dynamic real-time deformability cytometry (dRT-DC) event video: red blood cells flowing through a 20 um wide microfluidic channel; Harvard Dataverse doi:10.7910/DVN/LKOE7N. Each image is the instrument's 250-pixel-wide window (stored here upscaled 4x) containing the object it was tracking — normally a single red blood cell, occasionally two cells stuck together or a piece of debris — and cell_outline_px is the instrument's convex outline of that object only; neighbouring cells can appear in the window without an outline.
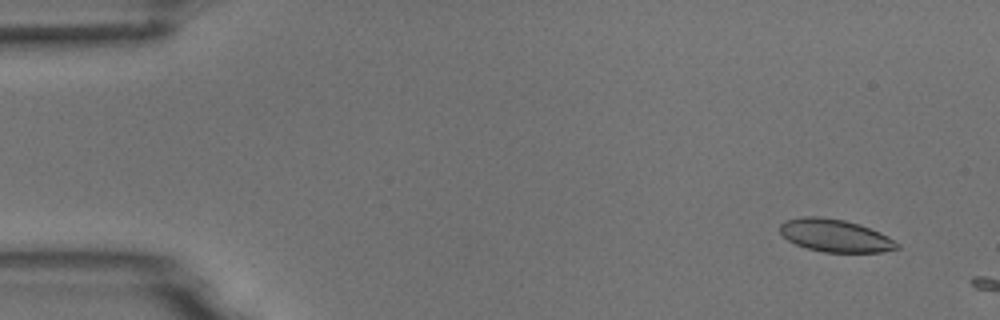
{"species": "common noctule bat (a hibernating species)", "species_latin": "Nyctalus noctula", "temperature_condition": "room temperature", "stored_images_in_passage": 4, "camera_frame_rate_fps": 3000, "um_per_image_px": 0.085, "animal": {"sex": "male", "body_mass_g": 18.8}, "frame": {"image": 1, "passage_image": 3, "time_ms": 0.667, "image_size_px": [1000, 320], "cell_outline_px": [[900, 248], [880, 252], [824, 252], [808, 248], [796, 244], [788, 240], [780, 232], [780, 224], [784, 220], [804, 216], [820, 216], [844, 220], [860, 224], [880, 232], [888, 236], [900, 244]], "centroid_in_image_um": [71.0, 20.01], "position_along_channel_um": 14.0, "area_um2": 22.31}}